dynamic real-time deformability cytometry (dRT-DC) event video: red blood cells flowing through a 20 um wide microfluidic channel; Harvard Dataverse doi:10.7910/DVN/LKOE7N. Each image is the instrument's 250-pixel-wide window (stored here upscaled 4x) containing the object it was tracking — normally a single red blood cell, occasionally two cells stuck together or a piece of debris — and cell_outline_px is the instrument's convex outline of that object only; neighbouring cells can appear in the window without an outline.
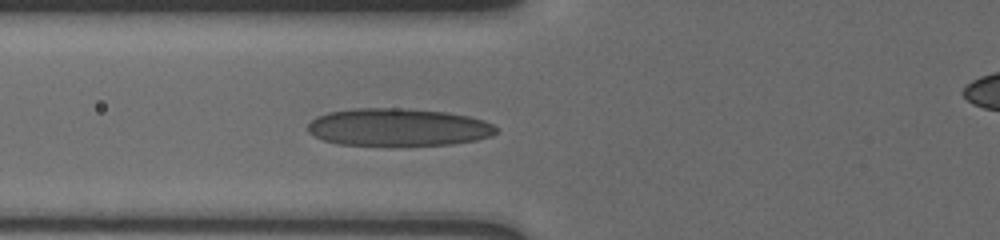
{"species": "human", "species_latin": "Homo sapiens", "temperature_condition": "cold", "stored_images_in_passage": 5, "camera_frame_rate_fps": 3000, "um_per_image_px": 0.085, "donor": {"sex": "male"}, "frame": {"image": 1, "passage_image": 5, "time_ms": 4.333, "image_size_px": [1000, 240], "cell_outline_px": [[496, 132], [492, 136], [476, 140], [452, 144], [336, 144], [324, 140], [308, 132], [308, 124], [316, 116], [328, 112], [356, 108], [404, 108], [444, 112], [468, 116], [484, 120], [492, 124], [496, 128]], "centroid_in_image_um": [33.84, 10.8], "position_along_channel_um": 92.0, "area_um2": 40.75}}